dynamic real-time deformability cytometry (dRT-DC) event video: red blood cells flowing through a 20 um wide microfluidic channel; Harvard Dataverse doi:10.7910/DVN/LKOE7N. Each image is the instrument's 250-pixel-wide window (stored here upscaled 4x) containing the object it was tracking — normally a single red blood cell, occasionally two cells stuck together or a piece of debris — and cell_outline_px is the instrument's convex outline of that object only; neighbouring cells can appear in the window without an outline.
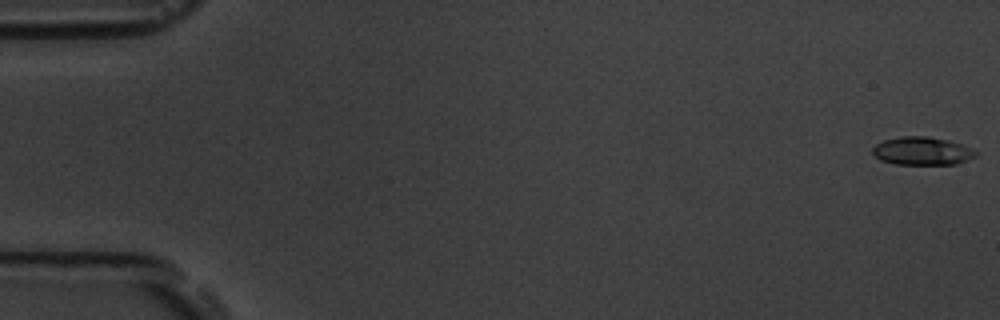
{"species": "common noctule bat (a hibernating species)", "species_latin": "Nyctalus noctula", "temperature_condition": "room temperature", "stored_images_in_passage": 6, "camera_frame_rate_fps": 3000, "um_per_image_px": 0.085, "animal": {"sex": "male", "body_mass_g": 19.5, "forearm_length_mm": 54.6}, "frame": {"image": 1, "passage_image": 1, "time_ms": 0.0, "image_size_px": [1000, 320], "cell_outline_px": [[976, 156], [968, 160], [956, 164], [896, 164], [880, 160], [872, 152], [872, 148], [876, 144], [884, 140], [900, 136], [928, 136], [948, 140], [972, 148], [976, 152]], "centroid_in_image_um": [78.38, 12.83], "position_along_channel_um": 6.6, "area_um2": 16.88}}
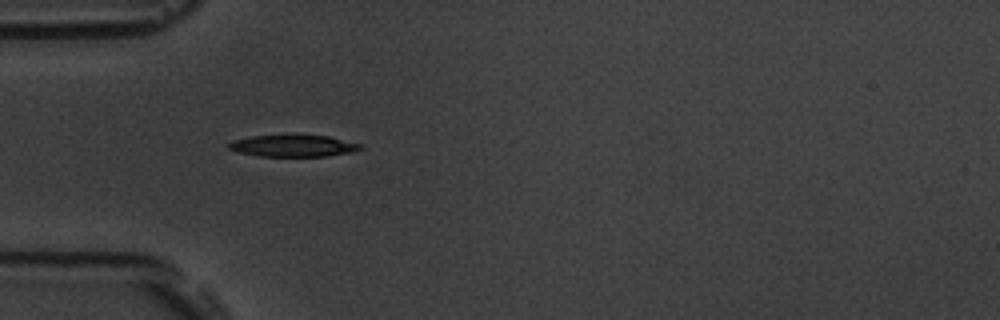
{"frame": {"image": 2, "passage_image": 5, "time_ms": 1.333, "image_size_px": [1000, 320], "cell_outline_px": [[364, 148], [352, 152], [328, 156], [260, 156], [240, 152], [228, 148], [228, 144], [232, 140], [252, 136], [328, 136], [364, 144]], "centroid_in_image_um": [24.99, 12.4], "position_along_channel_um": 60.0, "area_um2": 16.47}}
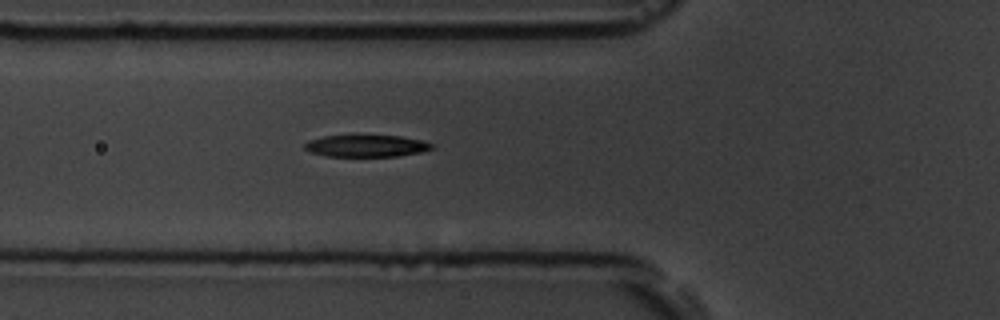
{"frame": {"image": 3, "passage_image": 6, "time_ms": 1.667, "image_size_px": [1000, 320], "cell_outline_px": [[436, 144], [432, 148], [420, 152], [400, 156], [324, 156], [308, 152], [304, 148], [304, 144], [308, 140], [324, 136], [400, 136], [424, 140]], "centroid_in_image_um": [31.14, 12.41], "position_along_channel_um": 94.7, "area_um2": 16.3}}